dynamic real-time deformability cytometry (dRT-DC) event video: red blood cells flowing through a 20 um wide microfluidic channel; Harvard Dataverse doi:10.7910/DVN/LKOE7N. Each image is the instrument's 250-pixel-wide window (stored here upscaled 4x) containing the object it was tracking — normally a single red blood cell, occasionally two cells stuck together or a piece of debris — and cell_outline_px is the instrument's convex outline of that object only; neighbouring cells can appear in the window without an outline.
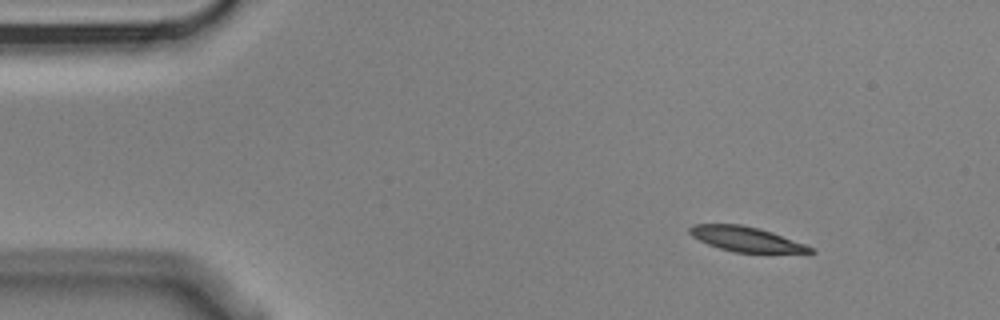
{"species": "Egyptian fruit bat (a non-hibernating species)", "species_latin": "Rousettus aegyptiacus", "temperature_condition": "cold", "stored_images_in_passage": 7, "camera_frame_rate_fps": 3000, "um_per_image_px": 0.085, "animal": {"sex": "male"}, "frame": {"image": 1, "passage_image": 1, "time_ms": 0.0, "image_size_px": [1000, 320], "cell_outline_px": [[816, 252], [808, 256], [732, 252], [708, 244], [692, 236], [688, 232], [688, 228], [692, 224], [740, 224], [760, 228], [772, 232], [804, 244], [812, 248]], "centroid_in_image_um": [63.57, 20.38], "position_along_channel_um": 21.4, "area_um2": 18.38}}
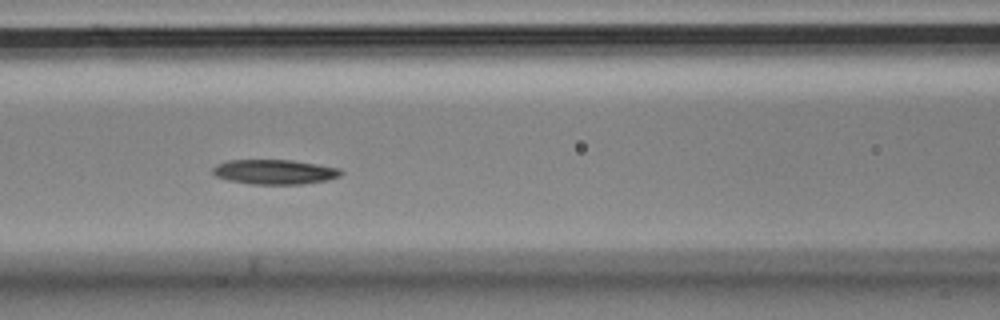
{"frame": {"image": 2, "passage_image": 6, "time_ms": 1.667, "image_size_px": [1000, 320], "cell_outline_px": [[344, 172], [340, 176], [328, 180], [300, 184], [252, 184], [228, 180], [216, 176], [212, 172], [212, 168], [216, 164], [228, 160], [292, 160], [340, 168]], "centroid_in_image_um": [23.34, 14.61], "position_along_channel_um": 143.3, "area_um2": 18.5}}
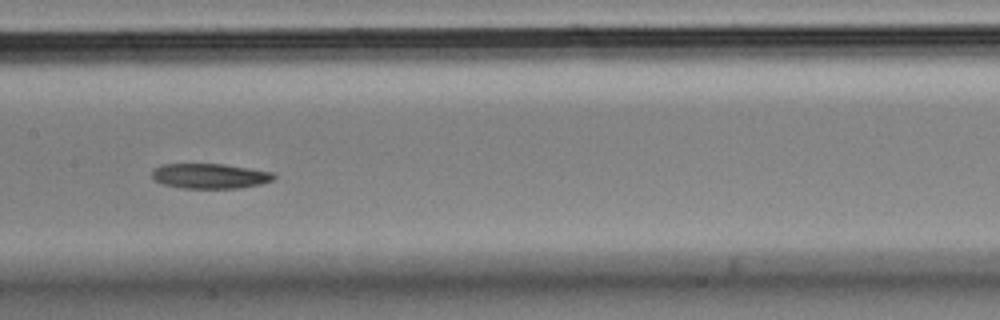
{"frame": {"image": 3, "passage_image": 7, "time_ms": 2.0, "image_size_px": [1000, 320], "cell_outline_px": [[276, 176], [272, 180], [260, 184], [240, 188], [180, 188], [164, 184], [156, 180], [152, 176], [152, 172], [160, 164], [224, 164], [272, 172]], "centroid_in_image_um": [17.85, 14.96], "position_along_channel_um": 189.6, "area_um2": 17.63}}